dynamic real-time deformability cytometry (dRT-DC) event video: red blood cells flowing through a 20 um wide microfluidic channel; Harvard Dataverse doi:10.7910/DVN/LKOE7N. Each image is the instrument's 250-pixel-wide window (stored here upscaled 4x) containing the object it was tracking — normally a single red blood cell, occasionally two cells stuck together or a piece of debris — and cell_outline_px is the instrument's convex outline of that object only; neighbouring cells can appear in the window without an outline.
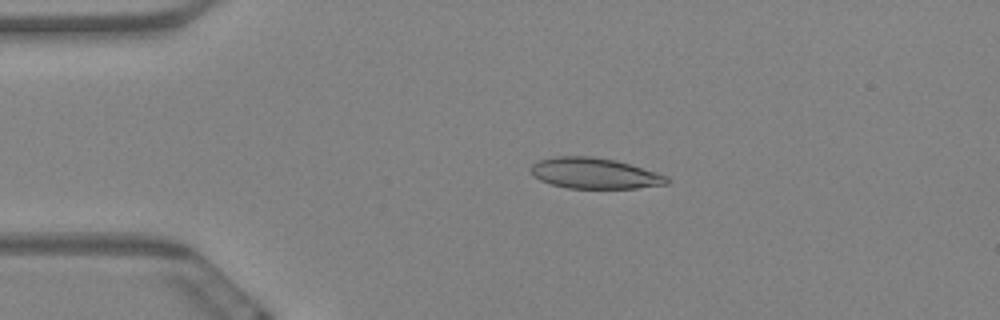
{"species": "Egyptian fruit bat (a non-hibernating species)", "species_latin": "Rousettus aegyptiacus", "temperature_condition": "warm", "stored_images_in_passage": 50, "camera_frame_rate_fps": 3000, "um_per_image_px": 0.085, "animal": {"sex": "female"}, "frame": {"image": 1, "passage_image": 3, "time_ms": 0.667, "image_size_px": [1000, 320], "cell_outline_px": [[672, 180], [668, 184], [636, 188], [568, 188], [552, 184], [540, 180], [532, 176], [528, 168], [532, 164], [540, 160], [556, 156], [592, 156], [616, 160], [656, 172], [668, 176]], "centroid_in_image_um": [50.53, 14.73], "position_along_channel_um": 34.5, "area_um2": 24.57}}
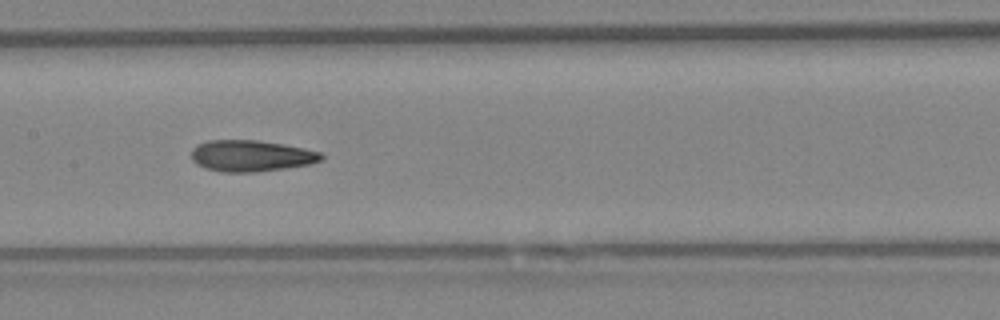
{"frame": {"image": 2, "passage_image": 20, "time_ms": 6.333, "image_size_px": [1000, 320], "cell_outline_px": [[324, 156], [320, 160], [308, 164], [284, 168], [252, 172], [220, 172], [204, 168], [196, 164], [192, 160], [192, 148], [196, 144], [208, 140], [256, 140], [304, 148], [320, 152]], "centroid_in_image_um": [21.27, 13.24], "position_along_channel_um": 186.1, "area_um2": 23.58}}
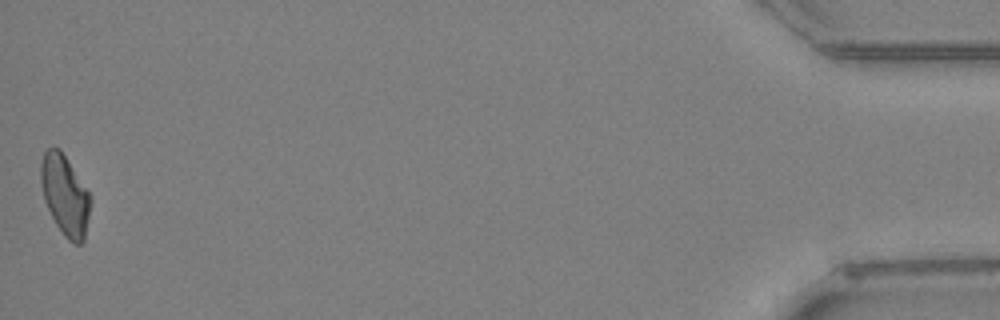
{"frame": {"image": 3, "passage_image": 50, "time_ms": 16.333, "image_size_px": [1000, 320], "cell_outline_px": [[92, 200], [84, 240], [80, 244], [76, 244], [68, 240], [64, 236], [56, 224], [44, 200], [40, 180], [40, 164], [44, 152], [48, 148], [60, 148], [92, 196]], "centroid_in_image_um": [5.53, 16.58], "position_along_channel_um": 429.7, "area_um2": 23.29}, "authors_computed_cell_mechanics": {"area_um2": 23.4379, "velocity_mm_per_s": 3.4002, "shape_relaxation_time_tau1_ms": null, "shape_relaxation_time_tau2_ms": 4.3975, "deformation_change_tau1": null, "deformation_change_tau2": 0.1163}}